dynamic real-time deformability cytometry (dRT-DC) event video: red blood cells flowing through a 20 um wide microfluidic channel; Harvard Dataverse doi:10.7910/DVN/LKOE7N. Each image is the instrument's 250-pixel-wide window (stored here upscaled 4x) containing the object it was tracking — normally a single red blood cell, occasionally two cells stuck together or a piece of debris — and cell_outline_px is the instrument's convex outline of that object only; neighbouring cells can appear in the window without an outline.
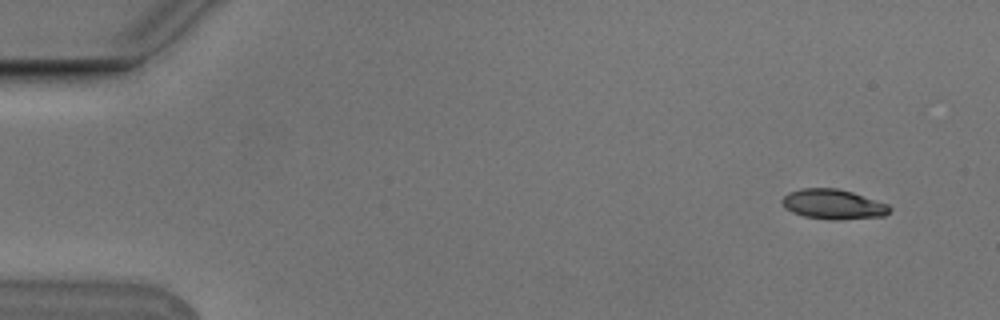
{"species": "Egyptian fruit bat (a non-hibernating species)", "species_latin": "Rousettus aegyptiacus", "temperature_condition": "cold", "stored_images_in_passage": 5, "segment_of_instrument_passage": [1, 2], "camera_frame_rate_fps": 3000, "um_per_image_px": 0.085, "animal": {"sex": "male"}, "frame": {"image": 1, "passage_image": 1, "time_ms": 0.0, "image_size_px": [1000, 320], "cell_outline_px": [[892, 208], [884, 216], [836, 220], [828, 220], [804, 216], [792, 212], [784, 208], [780, 200], [788, 192], [800, 188], [836, 188], [852, 192], [888, 204]], "centroid_in_image_um": [70.78, 17.36], "position_along_channel_um": 14.2, "area_um2": 18.84}}